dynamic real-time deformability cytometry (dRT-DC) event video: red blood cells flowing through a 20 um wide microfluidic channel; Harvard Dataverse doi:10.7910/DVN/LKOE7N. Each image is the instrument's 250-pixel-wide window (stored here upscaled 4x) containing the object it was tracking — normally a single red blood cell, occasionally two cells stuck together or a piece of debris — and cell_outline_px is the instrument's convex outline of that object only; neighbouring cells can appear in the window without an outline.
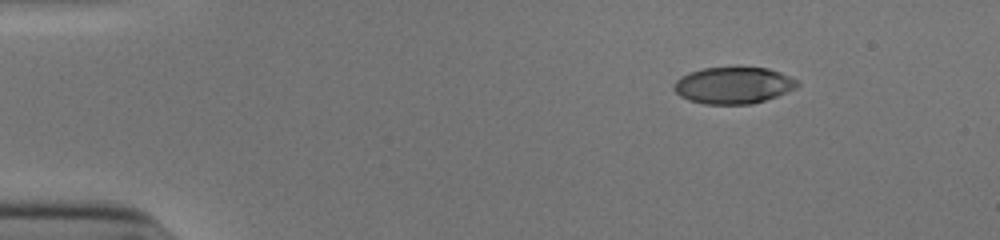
{"species": "human", "species_latin": "Homo sapiens", "temperature_condition": "cold", "stored_images_in_passage": 46, "camera_frame_rate_fps": 3000, "um_per_image_px": 0.085, "donor": {"sex": "male"}, "frame": {"image": 1, "passage_image": 1, "time_ms": 0.0, "image_size_px": [1000, 240], "cell_outline_px": [[800, 84], [796, 88], [776, 96], [752, 104], [704, 104], [688, 100], [680, 96], [672, 88], [672, 84], [680, 76], [688, 72], [704, 68], [736, 64], [768, 68], [780, 72], [796, 80]], "centroid_in_image_um": [62.3, 7.2], "position_along_channel_um": 22.7, "area_um2": 27.22}}
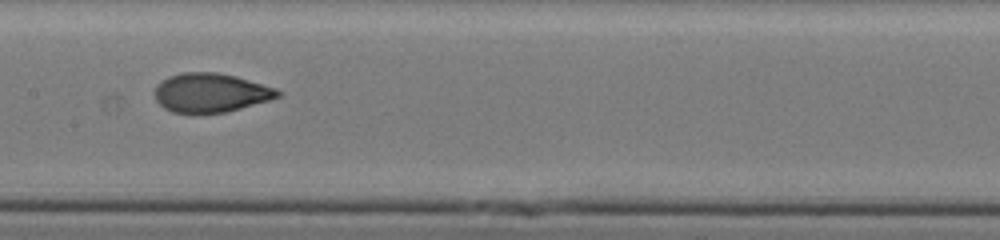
{"frame": {"image": 2, "passage_image": 21, "time_ms": 6.667, "image_size_px": [1000, 240], "cell_outline_px": [[280, 96], [268, 100], [240, 108], [224, 112], [172, 112], [164, 108], [156, 100], [156, 84], [160, 80], [168, 76], [184, 72], [216, 72], [236, 76], [276, 88], [280, 92]], "centroid_in_image_um": [17.88, 7.86], "position_along_channel_um": 189.5, "area_um2": 27.63}}
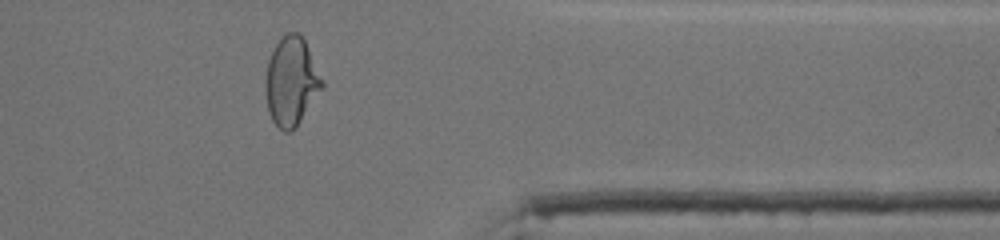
{"frame": {"image": 3, "passage_image": 37, "time_ms": 12.0, "image_size_px": [1000, 240], "cell_outline_px": [[324, 88], [292, 132], [284, 132], [272, 120], [268, 112], [264, 88], [264, 80], [268, 60], [276, 44], [288, 32], [300, 32], [324, 80]], "centroid_in_image_um": [24.76, 6.94], "position_along_channel_um": 386.6, "area_um2": 29.42}, "authors_computed_cell_mechanics": {"area_um2": 27.744, "velocity_mm_per_s": 3.922, "shape_relaxation_time_tau1_ms": 5.2286, "shape_relaxation_time_tau2_ms": 0.8188, "deformation_change_tau1": 0.2134, "deformation_change_tau2": 0.062}}